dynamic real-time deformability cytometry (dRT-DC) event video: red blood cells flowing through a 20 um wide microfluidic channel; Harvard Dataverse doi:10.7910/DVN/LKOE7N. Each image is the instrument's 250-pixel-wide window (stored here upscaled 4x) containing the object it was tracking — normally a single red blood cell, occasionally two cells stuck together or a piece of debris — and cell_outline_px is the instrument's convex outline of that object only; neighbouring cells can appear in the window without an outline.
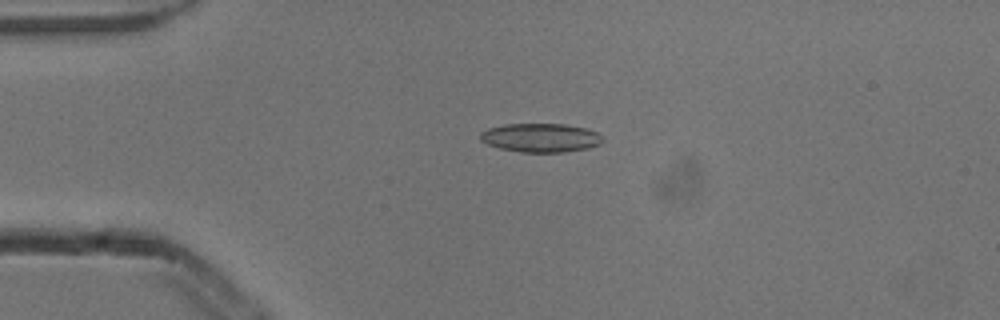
{"species": "common noctule bat (a hibernating species)", "species_latin": "Nyctalus noctula", "temperature_condition": "cold", "stored_images_in_passage": 4, "camera_frame_rate_fps": 3000, "um_per_image_px": 0.085, "animal": {"sex": "male", "body_mass_g": 13.3}, "frame": {"image": 1, "passage_image": 3, "time_ms": 0.667, "image_size_px": [1000, 320], "cell_outline_px": [[604, 140], [600, 144], [588, 148], [564, 152], [520, 152], [500, 148], [488, 144], [480, 140], [480, 132], [488, 128], [504, 124], [564, 124], [588, 128], [596, 132]], "centroid_in_image_um": [45.95, 11.7], "position_along_channel_um": 39.0, "area_um2": 20.58}}